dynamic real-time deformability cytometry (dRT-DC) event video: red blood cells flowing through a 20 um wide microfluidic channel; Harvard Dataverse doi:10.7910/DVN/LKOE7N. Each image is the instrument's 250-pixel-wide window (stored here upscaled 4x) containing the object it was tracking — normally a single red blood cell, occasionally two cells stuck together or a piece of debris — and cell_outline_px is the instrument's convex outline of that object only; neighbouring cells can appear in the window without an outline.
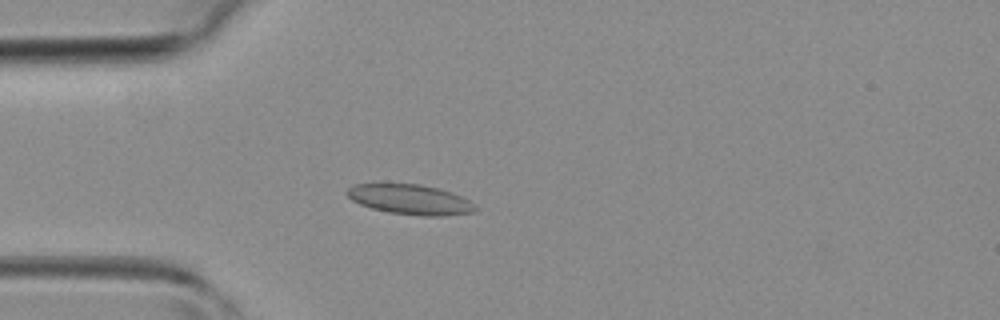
{"species": "common noctule bat (a hibernating species)", "species_latin": "Nyctalus noctula", "temperature_condition": "room temperature", "stored_images_in_passage": 43, "camera_frame_rate_fps": 3000, "um_per_image_px": 0.085, "animal": {"sex": "female", "body_mass_g": 19.3, "forearm_length_mm": 54.1}, "frame": {"image": 1, "passage_image": 12, "time_ms": 3.667, "image_size_px": [1000, 320], "cell_outline_px": [[480, 208], [476, 212], [444, 216], [424, 216], [388, 212], [372, 208], [360, 204], [352, 200], [344, 192], [348, 188], [356, 184], [420, 184], [440, 188], [452, 192], [468, 200]], "centroid_in_image_um": [34.91, 16.96], "position_along_channel_um": 50.1, "area_um2": 22.54}}
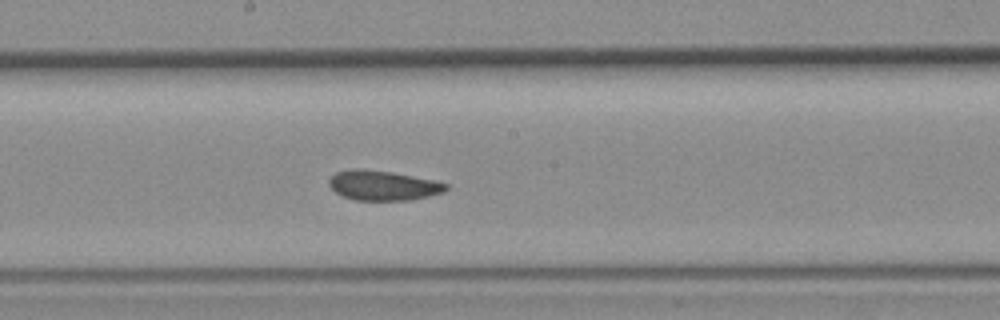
{"frame": {"image": 2, "passage_image": 23, "time_ms": 7.333, "image_size_px": [1000, 320], "cell_outline_px": [[448, 188], [444, 192], [412, 200], [356, 200], [344, 196], [336, 192], [328, 184], [328, 180], [336, 172], [352, 168], [364, 168], [392, 172], [432, 180], [448, 184]], "centroid_in_image_um": [32.54, 15.75], "position_along_channel_um": 215.7, "area_um2": 20.29}}
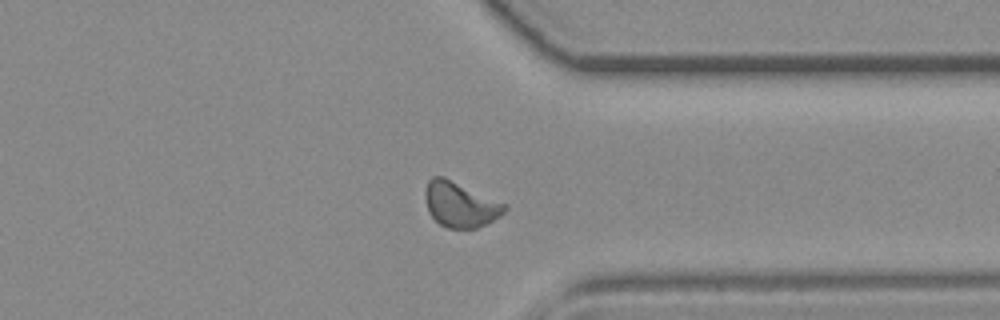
{"frame": {"image": 3, "passage_image": 33, "time_ms": 10.667, "image_size_px": [1000, 320], "cell_outline_px": [[508, 208], [500, 216], [476, 228], [448, 228], [440, 224], [428, 212], [424, 196], [424, 192], [428, 180], [432, 176], [444, 176], [508, 204]], "centroid_in_image_um": [39.11, 17.35], "position_along_channel_um": 372.3, "area_um2": 21.1}}